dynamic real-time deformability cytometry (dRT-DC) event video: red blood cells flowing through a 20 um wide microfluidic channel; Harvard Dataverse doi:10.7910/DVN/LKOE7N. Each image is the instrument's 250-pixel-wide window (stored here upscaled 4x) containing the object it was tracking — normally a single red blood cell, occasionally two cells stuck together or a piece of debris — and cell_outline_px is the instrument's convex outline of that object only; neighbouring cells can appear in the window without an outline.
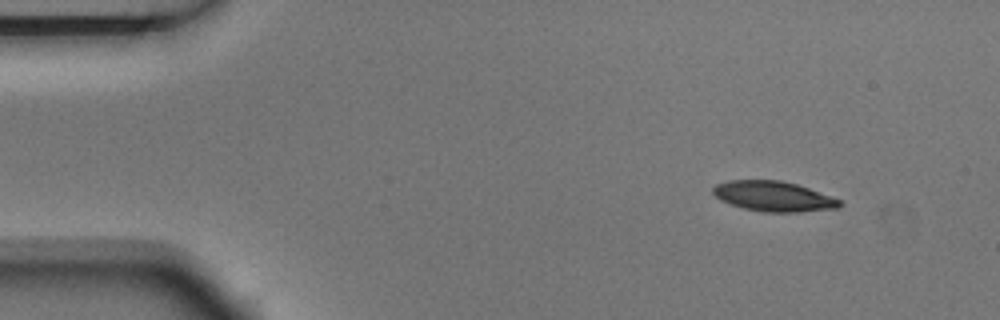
{"species": "Egyptian fruit bat (a non-hibernating species)", "species_latin": "Rousettus aegyptiacus", "temperature_condition": "room temperature", "stored_images_in_passage": 9, "camera_frame_rate_fps": 3000, "um_per_image_px": 0.085, "animal": {"sex": "male"}, "frame": {"image": 1, "passage_image": 1, "time_ms": 0.0, "image_size_px": [1000, 320], "cell_outline_px": [[844, 204], [840, 208], [800, 212], [764, 212], [744, 208], [720, 200], [712, 192], [712, 188], [716, 184], [728, 180], [780, 180], [796, 184], [808, 188], [840, 200]], "centroid_in_image_um": [65.75, 16.69], "position_along_channel_um": 19.2, "area_um2": 22.2}}
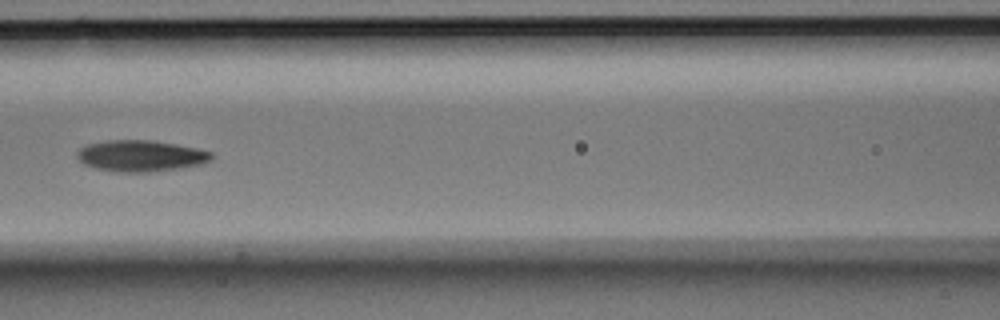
{"frame": {"image": 2, "passage_image": 6, "time_ms": 1.667, "image_size_px": [1000, 320], "cell_outline_px": [[212, 160], [204, 164], [148, 172], [124, 172], [96, 168], [84, 164], [76, 156], [76, 152], [84, 144], [108, 140], [148, 140], [196, 148], [212, 152]], "centroid_in_image_um": [11.93, 13.24], "position_along_channel_um": 154.7, "area_um2": 24.28}}
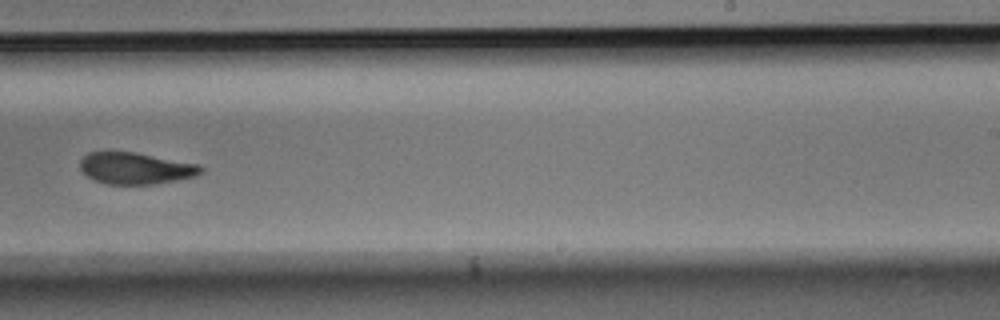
{"frame": {"image": 3, "passage_image": 9, "time_ms": 2.667, "image_size_px": [1000, 320], "cell_outline_px": [[204, 168], [196, 176], [176, 180], [152, 184], [108, 184], [92, 180], [80, 168], [80, 160], [88, 152], [136, 152], [200, 164]], "centroid_in_image_um": [11.53, 14.3], "position_along_channel_um": 277.5, "area_um2": 22.25}}